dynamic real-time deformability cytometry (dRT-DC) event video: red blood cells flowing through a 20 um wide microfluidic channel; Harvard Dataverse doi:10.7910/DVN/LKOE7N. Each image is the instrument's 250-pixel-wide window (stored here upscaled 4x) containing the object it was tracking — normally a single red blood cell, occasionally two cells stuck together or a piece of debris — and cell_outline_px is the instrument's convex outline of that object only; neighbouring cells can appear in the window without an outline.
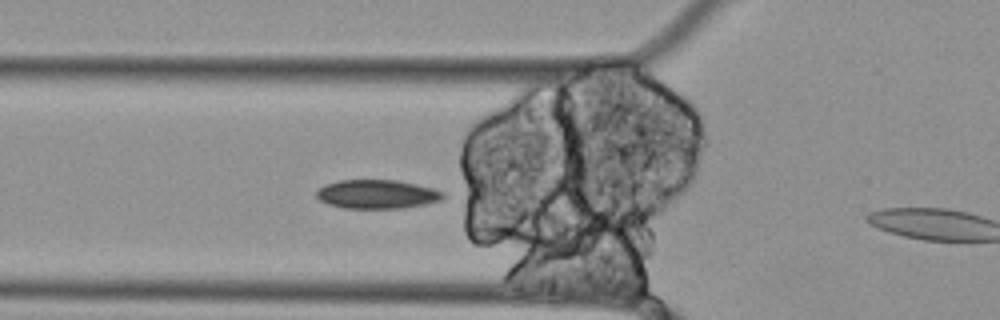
{"species": "Egyptian fruit bat (a non-hibernating species)", "species_latin": "Rousettus aegyptiacus", "temperature_condition": "cold", "stored_images_in_passage": 7, "camera_frame_rate_fps": 3000, "um_per_image_px": 0.085, "animal": {"sex": "female"}, "frame": {"image": 1, "passage_image": 6, "time_ms": 1.667, "image_size_px": [1000, 320], "cell_outline_px": [[448, 196], [444, 200], [428, 204], [404, 208], [344, 208], [328, 204], [320, 200], [316, 196], [316, 192], [324, 184], [340, 180], [396, 180], [416, 184], [432, 188], [444, 192]], "centroid_in_image_um": [32.11, 16.51], "position_along_channel_um": 93.7, "area_um2": 21.56}}